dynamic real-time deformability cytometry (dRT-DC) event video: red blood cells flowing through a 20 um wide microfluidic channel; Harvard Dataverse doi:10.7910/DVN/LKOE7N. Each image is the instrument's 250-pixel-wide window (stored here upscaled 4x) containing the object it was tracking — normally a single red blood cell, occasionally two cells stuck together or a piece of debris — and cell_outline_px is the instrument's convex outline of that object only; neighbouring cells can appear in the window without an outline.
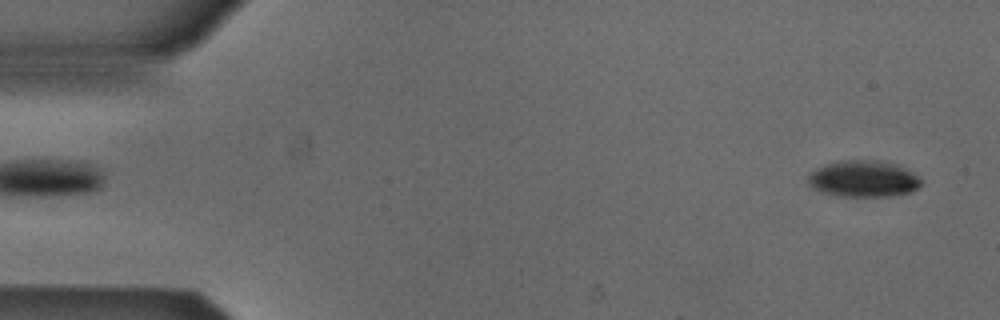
{"species": "Egyptian fruit bat (a non-hibernating species)", "species_latin": "Rousettus aegyptiacus", "temperature_condition": "cold", "stored_images_in_passage": 50, "camera_frame_rate_fps": 3000, "um_per_image_px": 0.085, "animal": {"sex": "male"}, "frame": {"image": 1, "passage_image": 2, "time_ms": 0.333, "image_size_px": [1000, 320], "cell_outline_px": [[920, 184], [916, 188], [908, 192], [888, 196], [836, 196], [824, 192], [816, 188], [808, 180], [808, 176], [816, 168], [824, 164], [836, 160], [876, 160], [892, 164], [912, 172], [920, 180]], "centroid_in_image_um": [73.34, 15.18], "position_along_channel_um": 11.7, "area_um2": 23.47}}
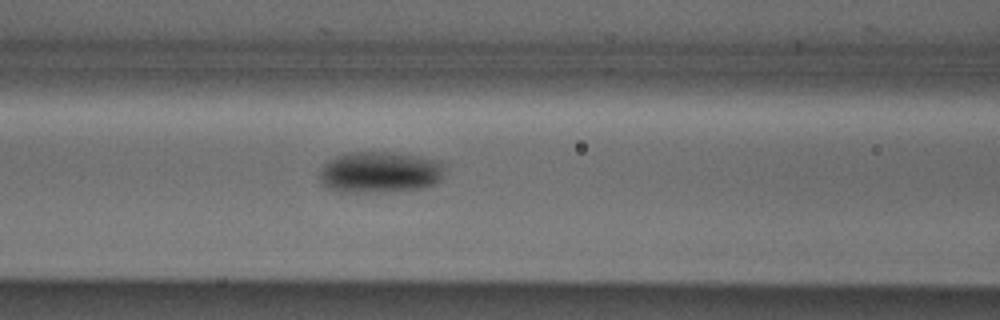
{"frame": {"image": 2, "passage_image": 21, "time_ms": 6.667, "image_size_px": [1000, 320], "cell_outline_px": [[440, 180], [436, 184], [420, 188], [364, 192], [344, 192], [328, 188], [320, 180], [320, 172], [324, 164], [336, 156], [344, 152], [388, 152], [412, 156], [432, 160], [440, 164]], "centroid_in_image_um": [32.18, 14.64], "position_along_channel_um": 134.4, "area_um2": 29.13}}
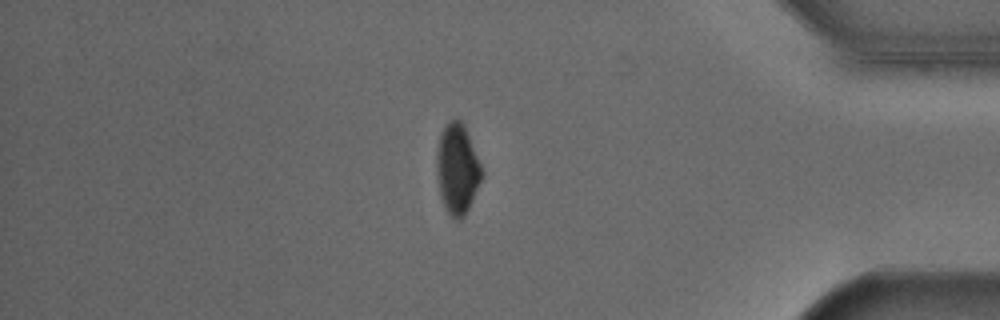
{"frame": {"image": 3, "passage_image": 44, "time_ms": 14.333, "image_size_px": [1000, 320], "cell_outline_px": [[484, 172], [468, 208], [464, 216], [460, 220], [456, 220], [444, 208], [440, 196], [436, 172], [436, 156], [440, 136], [448, 120], [460, 120], [464, 124]], "centroid_in_image_um": [38.86, 14.36], "position_along_channel_um": 396.3, "area_um2": 23.52}}